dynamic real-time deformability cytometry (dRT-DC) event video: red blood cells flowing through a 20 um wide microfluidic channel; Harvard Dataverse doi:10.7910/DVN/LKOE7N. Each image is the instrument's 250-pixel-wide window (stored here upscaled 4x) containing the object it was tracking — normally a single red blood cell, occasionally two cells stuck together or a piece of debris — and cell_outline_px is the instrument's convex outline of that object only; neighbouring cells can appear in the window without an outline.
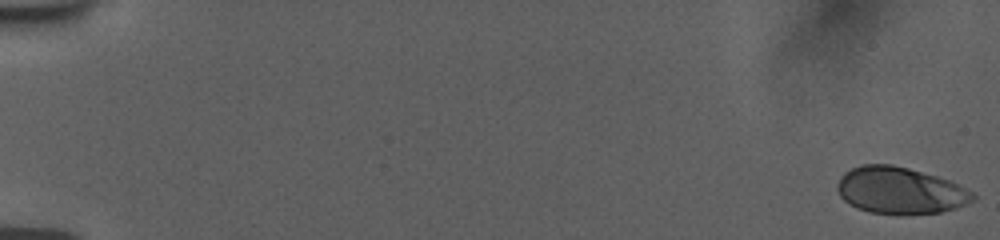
{"species": "human", "species_latin": "Homo sapiens", "temperature_condition": "room temperature", "stored_images_in_passage": 56, "camera_frame_rate_fps": 3000, "um_per_image_px": 0.085, "donor": {"sex": "female"}, "frame": {"image": 1, "passage_image": 1, "time_ms": 0.0, "image_size_px": [1000, 240], "cell_outline_px": [[976, 200], [956, 208], [940, 212], [900, 216], [896, 216], [868, 212], [856, 208], [844, 200], [840, 196], [836, 188], [836, 184], [840, 176], [844, 172], [860, 164], [892, 164], [908, 168], [936, 176], [948, 180], [972, 192], [976, 196]], "centroid_in_image_um": [76.47, 16.22], "position_along_channel_um": 8.5, "area_um2": 37.45}}
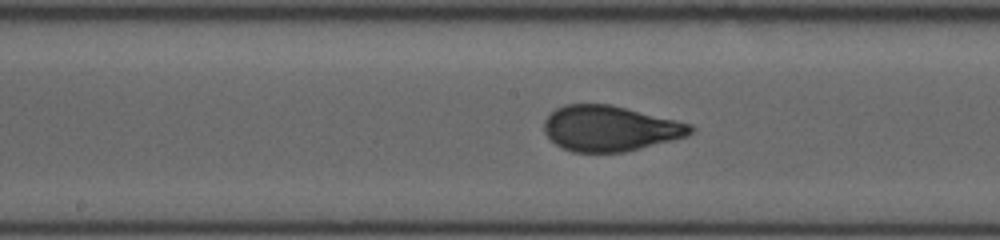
{"frame": {"image": 2, "passage_image": 31, "time_ms": 10.0, "image_size_px": [1000, 240], "cell_outline_px": [[696, 128], [688, 136], [624, 152], [572, 152], [560, 148], [544, 132], [544, 120], [556, 108], [564, 104], [612, 104], [692, 124]], "centroid_in_image_um": [51.85, 10.91], "position_along_channel_um": 196.4, "area_um2": 38.9}}
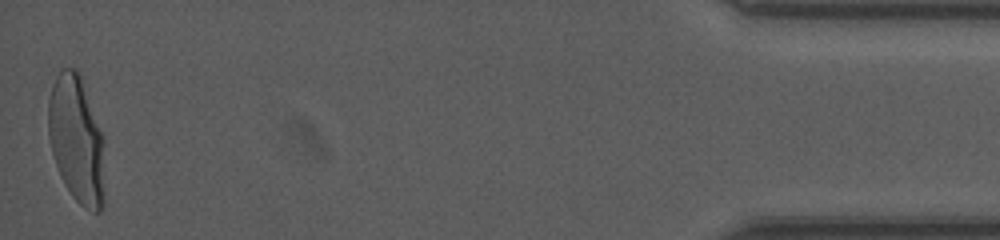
{"frame": {"image": 3, "passage_image": 56, "time_ms": 18.333, "image_size_px": [1000, 240], "cell_outline_px": [[104, 204], [100, 212], [92, 212], [84, 208], [72, 196], [64, 184], [60, 176], [52, 152], [48, 136], [48, 100], [52, 84], [60, 68], [76, 68], [80, 72], [104, 140]], "centroid_in_image_um": [6.51, 11.87], "position_along_channel_um": 428.7, "area_um2": 42.43}, "authors_computed_cell_mechanics": {"area_um2": 38.2347, "velocity_mm_per_s": 3.7542, "shape_relaxation_time_tau1_ms": 7.0803, "shape_relaxation_time_tau2_ms": null, "deformation_change_tau1": 0.2428, "deformation_change_tau2": null}}